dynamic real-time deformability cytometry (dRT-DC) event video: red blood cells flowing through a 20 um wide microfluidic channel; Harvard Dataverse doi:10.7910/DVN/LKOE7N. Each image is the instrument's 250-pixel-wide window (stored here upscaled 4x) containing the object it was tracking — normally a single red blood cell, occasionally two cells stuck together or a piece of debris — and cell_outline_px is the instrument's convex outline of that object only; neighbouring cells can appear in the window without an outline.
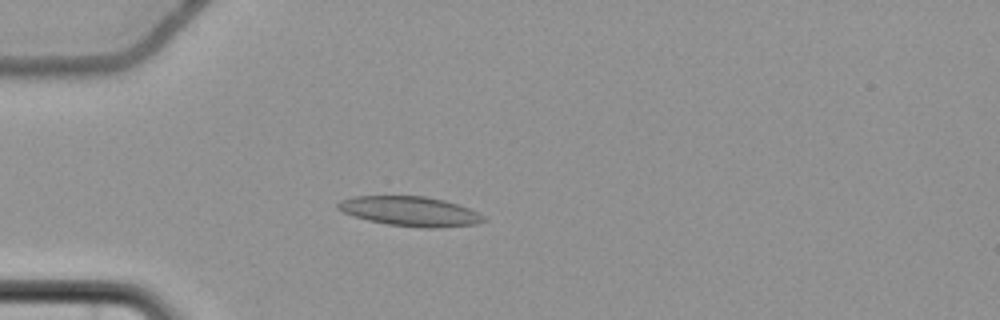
{"species": "common noctule bat (a hibernating species)", "species_latin": "Nyctalus noctula", "temperature_condition": "cold", "stored_images_in_passage": 49, "camera_frame_rate_fps": 3000, "um_per_image_px": 0.085, "animal": {"sex": "female", "body_mass_g": 22.7, "forearm_length_mm": 54.2}, "frame": {"image": 1, "passage_image": 14, "time_ms": 4.333, "image_size_px": [1000, 320], "cell_outline_px": [[488, 220], [476, 224], [436, 228], [424, 228], [388, 224], [368, 220], [344, 212], [336, 208], [336, 204], [340, 200], [356, 196], [424, 196], [444, 200], [468, 208], [484, 216]], "centroid_in_image_um": [34.87, 17.96], "position_along_channel_um": 50.1, "area_um2": 24.97}}
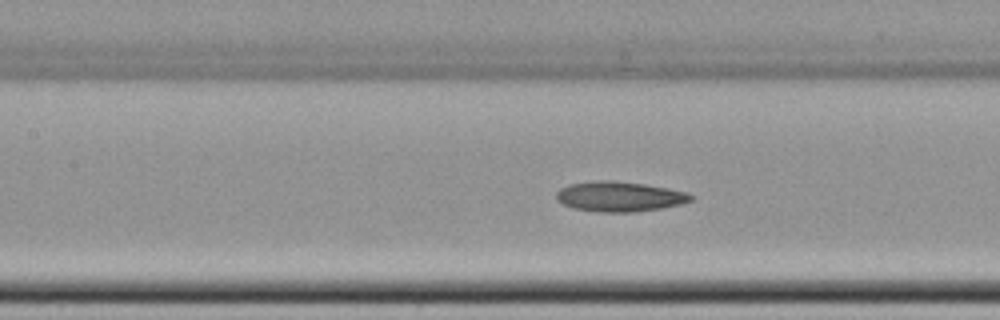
{"frame": {"image": 2, "passage_image": 24, "time_ms": 7.667, "image_size_px": [1000, 320], "cell_outline_px": [[692, 200], [680, 204], [660, 208], [636, 212], [596, 212], [572, 208], [556, 200], [556, 192], [560, 188], [568, 184], [596, 180], [612, 180], [644, 184], [668, 188], [688, 192], [692, 196]], "centroid_in_image_um": [52.62, 16.7], "position_along_channel_um": 154.8, "area_um2": 23.7}}
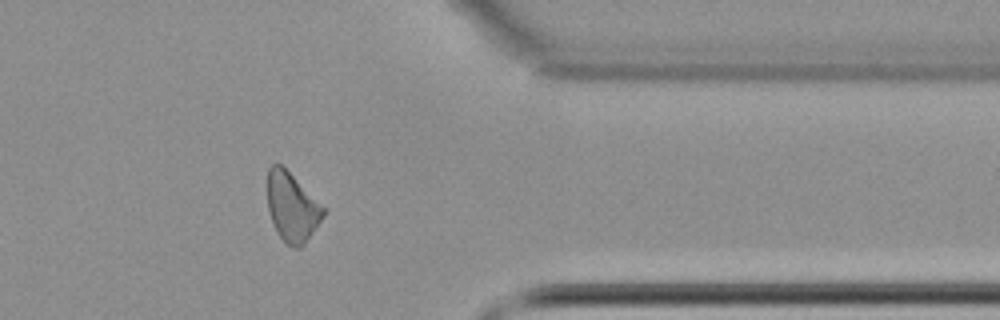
{"frame": {"image": 3, "passage_image": 44, "time_ms": 14.333, "image_size_px": [1000, 320], "cell_outline_px": [[324, 212], [316, 228], [304, 244], [300, 248], [296, 248], [288, 244], [280, 236], [272, 224], [268, 208], [268, 168], [272, 164], [280, 164], [324, 208]], "centroid_in_image_um": [24.79, 17.63], "position_along_channel_um": 386.6, "area_um2": 21.68}, "authors_computed_cell_mechanics": {"area_um2": 23.5824, "velocity_mm_per_s": 3.6695, "shape_relaxation_time_tau1_ms": 8.3524, "shape_relaxation_time_tau2_ms": null, "deformation_change_tau1": 0.1315, "deformation_change_tau2": null}}